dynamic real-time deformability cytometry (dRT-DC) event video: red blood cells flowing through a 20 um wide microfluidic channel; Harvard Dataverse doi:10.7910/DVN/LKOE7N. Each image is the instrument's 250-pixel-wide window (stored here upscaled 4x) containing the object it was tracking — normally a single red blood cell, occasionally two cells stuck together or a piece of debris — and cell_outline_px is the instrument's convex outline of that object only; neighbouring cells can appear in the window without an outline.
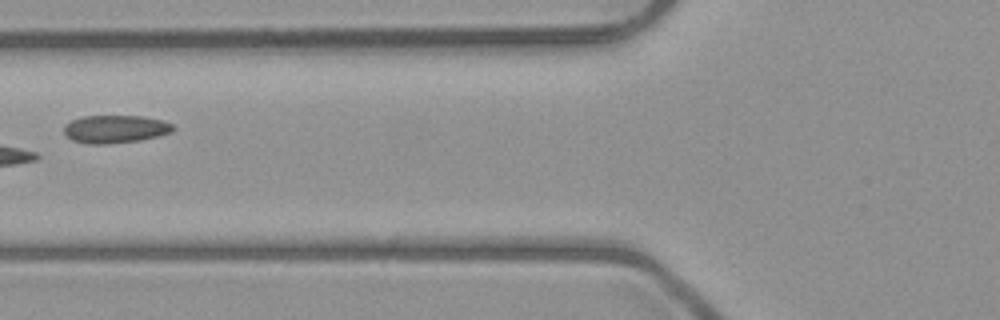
{"species": "common noctule bat (a hibernating species)", "species_latin": "Nyctalus noctula", "temperature_condition": "room temperature", "stored_images_in_passage": 7, "camera_frame_rate_fps": 3000, "um_per_image_px": 0.085, "animal": {"sex": "male", "body_mass_g": 23.1, "forearm_length_mm": 52.7}, "frame": {"image": 1, "passage_image": 7, "time_ms": 7.0, "image_size_px": [1000, 320], "cell_outline_px": [[176, 128], [172, 132], [140, 140], [104, 144], [88, 144], [72, 140], [64, 132], [64, 124], [72, 120], [84, 116], [144, 116], [164, 120], [172, 124]], "centroid_in_image_um": [9.81, 10.96], "position_along_channel_um": 116.0, "area_um2": 17.74}}